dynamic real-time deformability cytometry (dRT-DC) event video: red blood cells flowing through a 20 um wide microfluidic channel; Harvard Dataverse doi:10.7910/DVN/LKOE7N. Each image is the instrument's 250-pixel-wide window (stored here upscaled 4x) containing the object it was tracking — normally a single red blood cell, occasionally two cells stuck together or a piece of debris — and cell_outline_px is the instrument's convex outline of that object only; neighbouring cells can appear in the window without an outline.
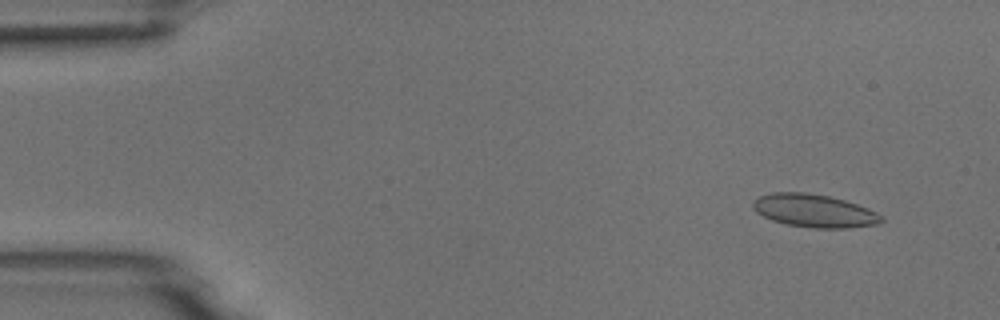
{"species": "common noctule bat (a hibernating species)", "species_latin": "Nyctalus noctula", "temperature_condition": "room temperature", "stored_images_in_passage": 5, "camera_frame_rate_fps": 3000, "um_per_image_px": 0.085, "animal": {"sex": "male", "body_mass_g": 18.8}, "frame": {"image": 1, "passage_image": 2, "time_ms": 1.0, "image_size_px": [1000, 320], "cell_outline_px": [[884, 220], [876, 224], [848, 228], [812, 228], [788, 224], [772, 220], [756, 212], [752, 208], [752, 200], [760, 196], [772, 192], [804, 192], [828, 196], [844, 200], [868, 208], [884, 216]], "centroid_in_image_um": [69.2, 17.91], "position_along_channel_um": 15.8, "area_um2": 24.68}}
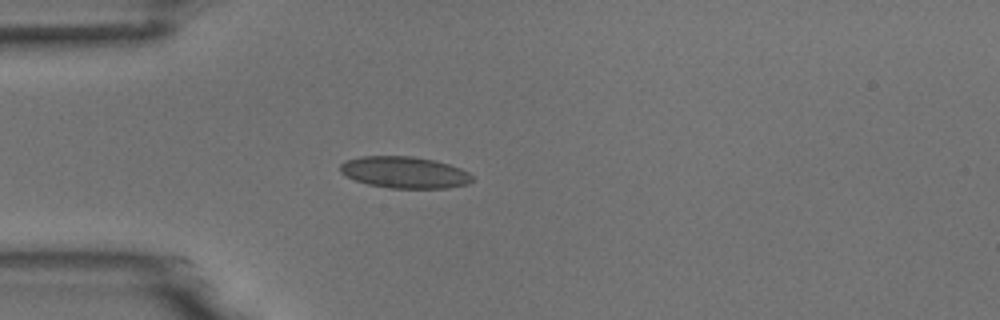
{"frame": {"image": 2, "passage_image": 5, "time_ms": 4.333, "image_size_px": [1000, 320], "cell_outline_px": [[472, 180], [468, 184], [448, 188], [388, 188], [368, 184], [344, 176], [340, 172], [340, 164], [344, 160], [360, 156], [412, 156], [432, 160], [448, 164], [460, 168], [468, 172], [472, 176]], "centroid_in_image_um": [34.34, 14.65], "position_along_channel_um": 50.7, "area_um2": 24.39}}